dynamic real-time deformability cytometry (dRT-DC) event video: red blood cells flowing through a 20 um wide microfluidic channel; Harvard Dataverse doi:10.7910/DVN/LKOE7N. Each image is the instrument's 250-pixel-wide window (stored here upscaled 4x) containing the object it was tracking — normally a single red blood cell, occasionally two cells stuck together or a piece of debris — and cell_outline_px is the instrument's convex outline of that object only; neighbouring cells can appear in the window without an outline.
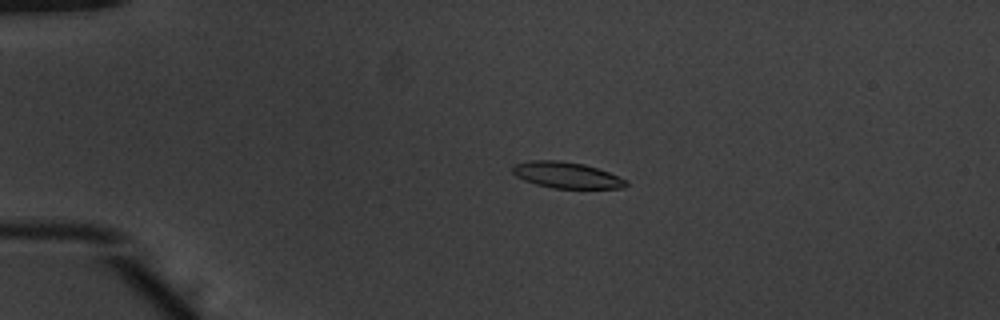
{"species": "common noctule bat (a hibernating species)", "species_latin": "Nyctalus noctula", "temperature_condition": "warm", "stored_images_in_passage": 53, "camera_frame_rate_fps": 3000, "um_per_image_px": 0.085, "animal": {"sex": "male", "body_mass_g": 20.1, "forearm_length_mm": 53.5}, "frame": {"image": 1, "passage_image": 13, "time_ms": 4.0, "image_size_px": [1000, 320], "cell_outline_px": [[628, 184], [624, 188], [552, 188], [536, 184], [524, 180], [516, 176], [512, 172], [512, 164], [528, 160], [556, 160], [584, 164], [608, 172], [628, 180]], "centroid_in_image_um": [48.13, 14.88], "position_along_channel_um": 36.9, "area_um2": 17.34}}
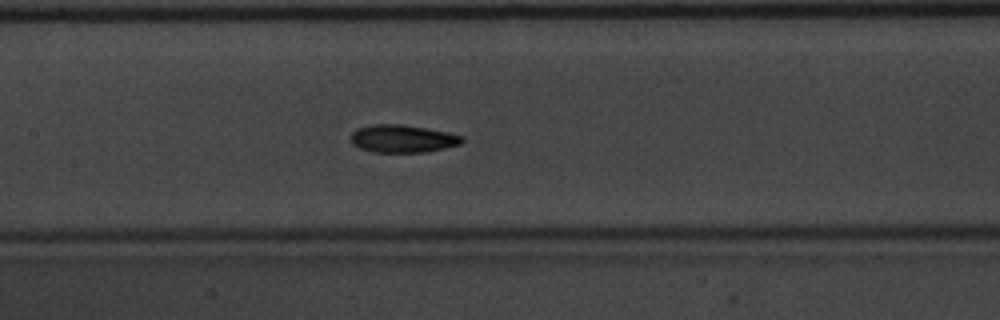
{"frame": {"image": 2, "passage_image": 27, "time_ms": 8.667, "image_size_px": [1000, 320], "cell_outline_px": [[464, 140], [460, 144], [444, 148], [420, 152], [376, 152], [360, 148], [352, 144], [348, 136], [356, 128], [372, 124], [404, 124], [464, 136]], "centroid_in_image_um": [34.15, 11.77], "position_along_channel_um": 173.3, "area_um2": 17.92}}
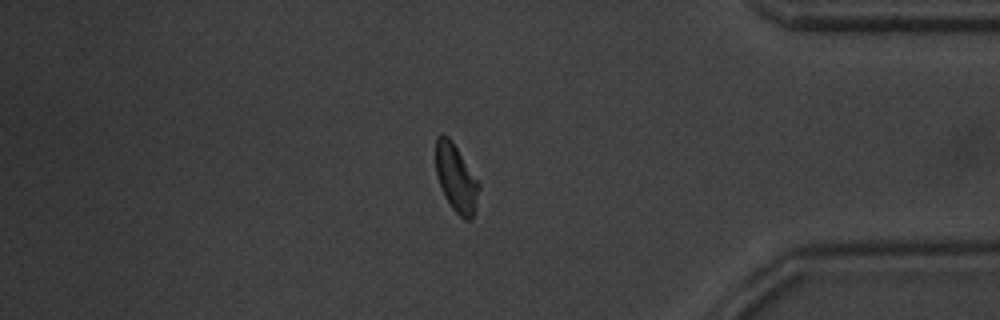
{"frame": {"image": 3, "passage_image": 46, "time_ms": 15.0, "image_size_px": [1000, 320], "cell_outline_px": [[480, 188], [476, 208], [472, 220], [464, 220], [452, 208], [436, 176], [436, 136], [448, 136], [452, 140], [480, 184]], "centroid_in_image_um": [38.79, 15.17], "position_along_channel_um": 396.4, "area_um2": 16.82}, "authors_computed_cell_mechanics": {"area_um2": 17.34, "velocity_mm_per_s": 3.911, "shape_relaxation_time_tau1_ms": 2.6738, "shape_relaxation_time_tau2_ms": 3.3613, "deformation_change_tau1": 0.1324, "deformation_change_tau2": 0.0854}}